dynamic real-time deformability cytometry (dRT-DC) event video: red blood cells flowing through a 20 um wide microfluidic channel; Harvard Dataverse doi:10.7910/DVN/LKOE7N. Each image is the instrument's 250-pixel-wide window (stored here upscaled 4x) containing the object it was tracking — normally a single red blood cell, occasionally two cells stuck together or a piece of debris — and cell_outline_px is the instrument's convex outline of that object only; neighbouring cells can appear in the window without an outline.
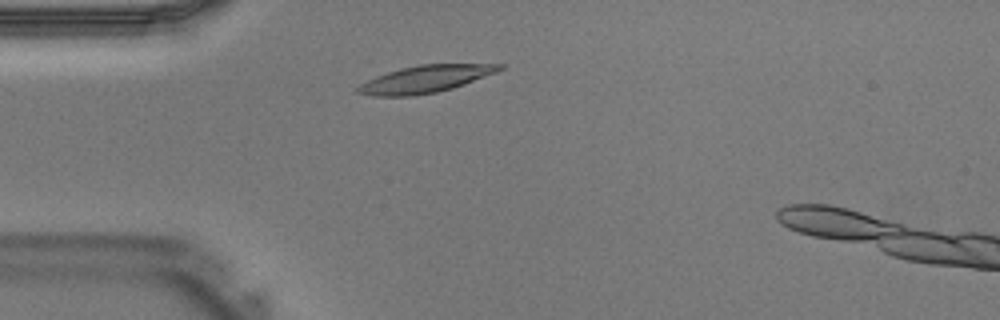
{"species": "Egyptian fruit bat (a non-hibernating species)", "species_latin": "Rousettus aegyptiacus", "temperature_condition": "warm", "stored_images_in_passage": 33, "camera_frame_rate_fps": 3000, "um_per_image_px": 0.085, "animal": {"sex": "male"}, "frame": {"image": 1, "passage_image": 5, "time_ms": 1.333, "image_size_px": [1000, 320], "cell_outline_px": [[504, 68], [496, 72], [464, 84], [452, 88], [436, 92], [412, 96], [372, 96], [356, 92], [356, 88], [360, 84], [376, 76], [388, 72], [420, 64], [504, 64]], "centroid_in_image_um": [36.14, 6.72], "position_along_channel_um": 48.9, "area_um2": 22.14}}
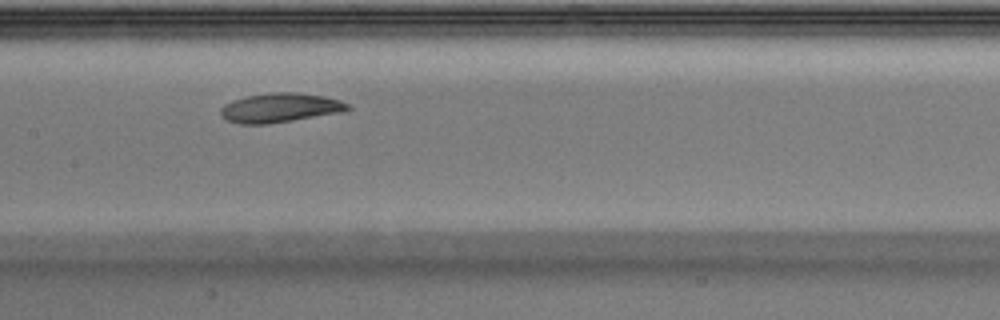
{"frame": {"image": 2, "passage_image": 14, "time_ms": 4.333, "image_size_px": [1000, 320], "cell_outline_px": [[352, 108], [340, 112], [268, 124], [240, 124], [228, 120], [220, 112], [220, 108], [224, 104], [232, 100], [244, 96], [272, 92], [296, 92], [324, 96], [340, 100], [348, 104]], "centroid_in_image_um": [23.78, 9.15], "position_along_channel_um": 183.6, "area_um2": 21.56}}
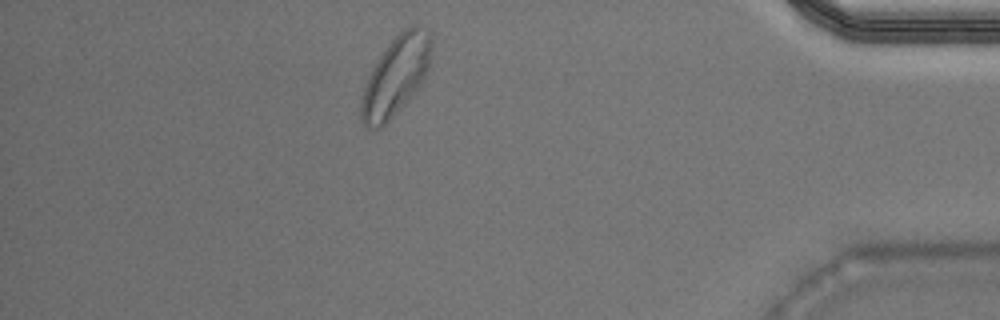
{"frame": {"image": 3, "passage_image": 30, "time_ms": 9.667, "image_size_px": [1000, 320], "cell_outline_px": [[432, 48], [428, 68], [424, 76], [416, 88], [404, 104], [380, 128], [368, 128], [360, 120], [360, 100], [368, 76], [372, 68], [388, 44], [404, 28], [416, 24], [428, 32], [432, 36]], "centroid_in_image_um": [33.62, 6.44], "position_along_channel_um": 401.6, "area_um2": 31.73}}